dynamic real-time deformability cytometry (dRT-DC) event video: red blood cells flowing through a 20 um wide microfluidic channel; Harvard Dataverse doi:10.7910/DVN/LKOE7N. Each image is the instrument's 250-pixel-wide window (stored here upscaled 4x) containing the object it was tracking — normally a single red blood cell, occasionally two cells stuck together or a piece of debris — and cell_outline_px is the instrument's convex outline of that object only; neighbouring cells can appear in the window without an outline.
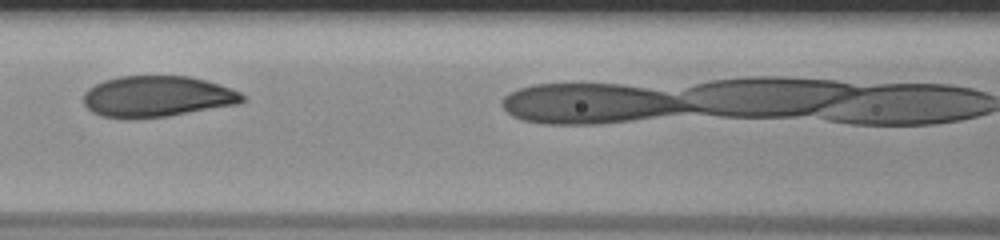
{"species": "human", "species_latin": "Homo sapiens", "temperature_condition": "room temperature", "stored_images_in_passage": 16, "camera_frame_rate_fps": 3000, "um_per_image_px": 0.085, "donor": {"sex": "male"}, "frame": {"image": 1, "passage_image": 7, "time_ms": 2.0, "image_size_px": [1000, 240], "cell_outline_px": [[248, 100], [240, 104], [168, 116], [104, 116], [92, 112], [84, 104], [84, 92], [88, 88], [104, 80], [120, 76], [188, 76], [204, 80], [240, 92]], "centroid_in_image_um": [13.4, 8.17], "position_along_channel_um": 153.2, "area_um2": 37.28}}
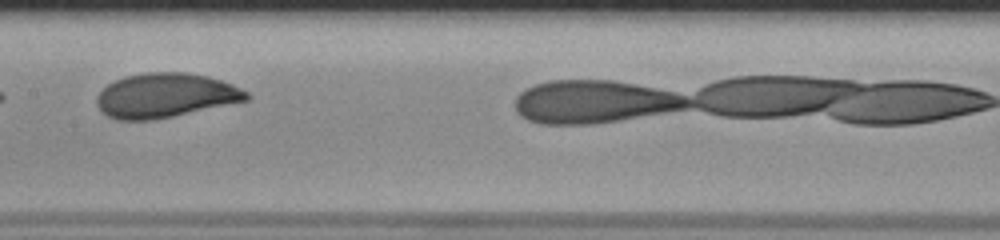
{"frame": {"image": 2, "passage_image": 10, "time_ms": 3.0, "image_size_px": [1000, 240], "cell_outline_px": [[252, 96], [248, 100], [172, 116], [152, 120], [116, 120], [108, 116], [96, 104], [96, 96], [108, 84], [124, 76], [148, 72], [184, 72], [208, 76], [232, 84], [248, 92]], "centroid_in_image_um": [14.06, 8.11], "position_along_channel_um": 193.3, "area_um2": 38.55}}